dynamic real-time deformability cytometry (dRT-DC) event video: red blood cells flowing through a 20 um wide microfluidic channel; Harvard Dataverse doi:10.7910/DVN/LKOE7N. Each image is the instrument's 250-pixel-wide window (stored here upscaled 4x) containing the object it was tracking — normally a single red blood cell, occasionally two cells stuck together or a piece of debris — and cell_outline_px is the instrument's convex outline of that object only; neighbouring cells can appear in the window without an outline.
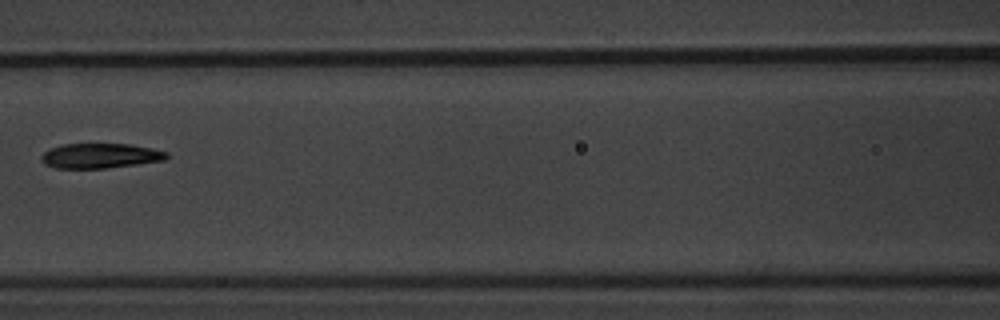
{"species": "common noctule bat (a hibernating species)", "species_latin": "Nyctalus noctula", "temperature_condition": "warm", "stored_images_in_passage": 7, "camera_frame_rate_fps": 3000, "um_per_image_px": 0.085, "animal": {"sex": "male", "body_mass_g": 20.1, "forearm_length_mm": 53.5}, "frame": {"image": 1, "passage_image": 7, "time_ms": 8.333, "image_size_px": [1000, 320], "cell_outline_px": [[168, 156], [164, 160], [136, 164], [104, 168], [56, 168], [44, 164], [40, 160], [40, 156], [44, 152], [52, 148], [64, 144], [132, 144], [152, 148], [168, 152]], "centroid_in_image_um": [8.51, 13.24], "position_along_channel_um": 158.1, "area_um2": 18.09}}